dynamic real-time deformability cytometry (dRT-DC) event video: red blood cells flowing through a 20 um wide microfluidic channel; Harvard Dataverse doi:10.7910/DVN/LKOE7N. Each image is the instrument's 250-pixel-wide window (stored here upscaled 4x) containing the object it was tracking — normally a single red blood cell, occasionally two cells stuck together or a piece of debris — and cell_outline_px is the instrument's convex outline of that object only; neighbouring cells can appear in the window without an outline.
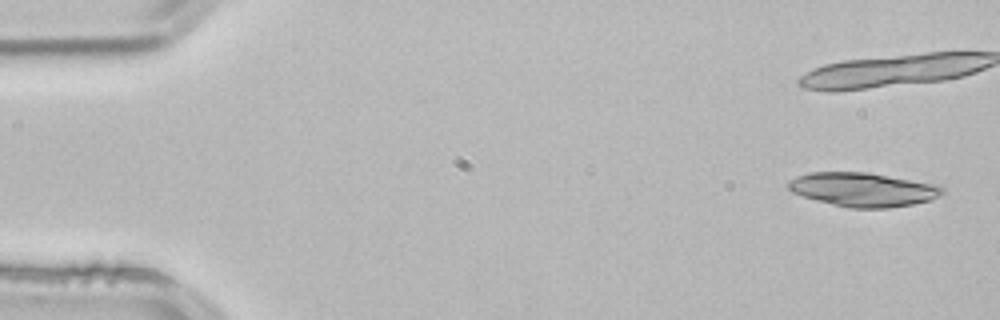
{"species": "common noctule bat (a hibernating species)", "species_latin": "Nyctalus noctula", "temperature_condition": "room temperature", "stored_images_in_passage": 3, "camera_frame_rate_fps": 3000, "um_per_image_px": 0.085, "animal": {"sex": "male", "body_mass_g": 21.5, "forearm_length_mm": 52.0}, "frame": {"image": 1, "passage_image": 1, "time_ms": 0.0, "image_size_px": [1000, 320], "cell_outline_px": [[944, 192], [928, 200], [912, 204], [888, 208], [848, 208], [816, 200], [792, 192], [788, 188], [788, 180], [796, 176], [808, 172], [868, 172], [940, 184], [944, 188]], "centroid_in_image_um": [73.36, 16.1], "position_along_channel_um": 11.6, "area_um2": 30.58}}